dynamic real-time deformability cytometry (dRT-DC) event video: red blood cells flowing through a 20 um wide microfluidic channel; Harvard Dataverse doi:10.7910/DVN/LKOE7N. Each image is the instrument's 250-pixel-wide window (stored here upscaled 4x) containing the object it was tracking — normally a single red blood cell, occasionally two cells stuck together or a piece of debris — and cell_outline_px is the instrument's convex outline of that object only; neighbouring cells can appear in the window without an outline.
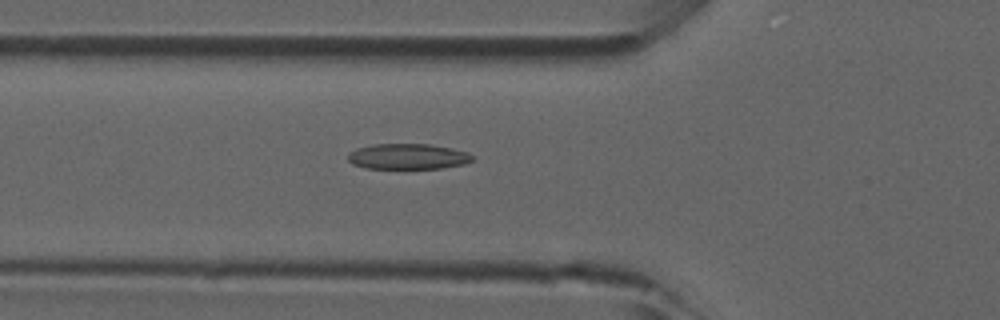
{"species": "common noctule bat (a hibernating species)", "species_latin": "Nyctalus noctula", "temperature_condition": "room temperature", "stored_images_in_passage": 37, "camera_frame_rate_fps": 3000, "um_per_image_px": 0.085, "animal": {"sex": "male", "forearm_length_mm": 52.5}, "frame": {"image": 1, "passage_image": 6, "time_ms": 1.667, "image_size_px": [1000, 320], "cell_outline_px": [[472, 160], [464, 164], [444, 168], [364, 168], [352, 164], [348, 160], [348, 152], [356, 148], [376, 144], [428, 144], [452, 148], [468, 152], [472, 156]], "centroid_in_image_um": [34.65, 13.3], "position_along_channel_um": 91.2, "area_um2": 18.55}}
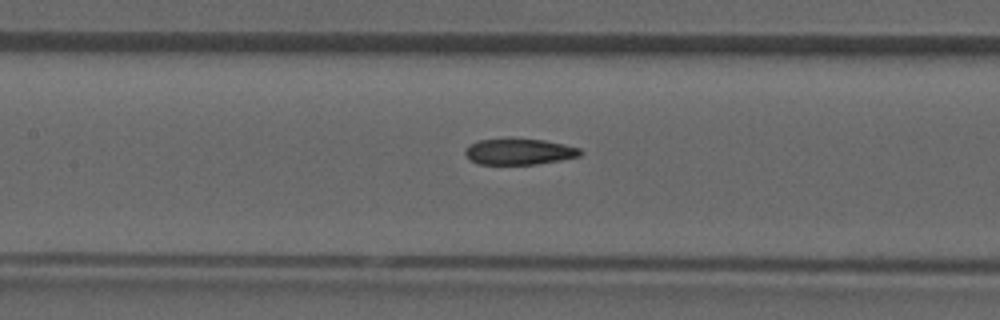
{"frame": {"image": 2, "passage_image": 11, "time_ms": 3.333, "image_size_px": [1000, 320], "cell_outline_px": [[584, 152], [580, 156], [560, 160], [536, 164], [480, 164], [472, 160], [464, 152], [472, 144], [480, 140], [544, 140], [564, 144], [580, 148]], "centroid_in_image_um": [44.22, 12.91], "position_along_channel_um": 163.2, "area_um2": 16.88}}